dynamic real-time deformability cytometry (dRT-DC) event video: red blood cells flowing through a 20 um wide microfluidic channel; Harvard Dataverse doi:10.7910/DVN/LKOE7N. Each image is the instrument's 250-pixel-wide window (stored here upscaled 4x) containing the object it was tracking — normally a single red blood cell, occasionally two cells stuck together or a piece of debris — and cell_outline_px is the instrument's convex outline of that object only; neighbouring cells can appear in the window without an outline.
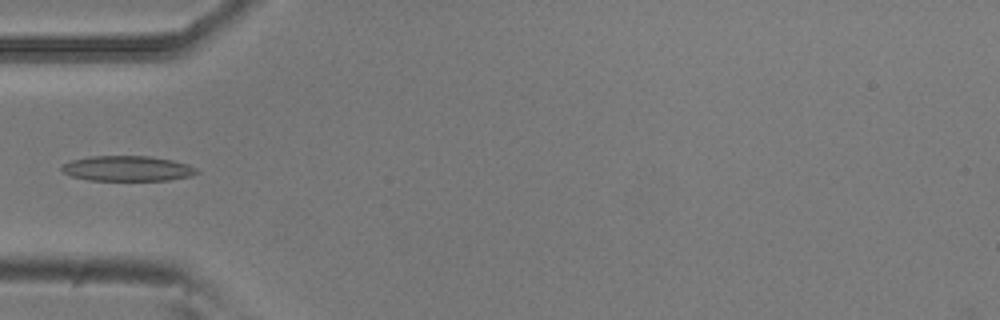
{"species": "common noctule bat (a hibernating species)", "species_latin": "Nyctalus noctula", "temperature_condition": "room temperature", "stored_images_in_passage": 6, "camera_frame_rate_fps": 3000, "um_per_image_px": 0.085, "animal": {"sex": "male", "body_mass_g": 20.5, "forearm_length_mm": 52.5}, "frame": {"image": 1, "passage_image": 6, "time_ms": 1.667, "image_size_px": [1000, 320], "cell_outline_px": [[200, 172], [192, 176], [168, 180], [88, 180], [72, 176], [64, 172], [60, 168], [64, 164], [72, 160], [92, 156], [148, 156], [172, 160], [188, 164], [196, 168]], "centroid_in_image_um": [10.87, 14.32], "position_along_channel_um": 74.1, "area_um2": 19.77}}